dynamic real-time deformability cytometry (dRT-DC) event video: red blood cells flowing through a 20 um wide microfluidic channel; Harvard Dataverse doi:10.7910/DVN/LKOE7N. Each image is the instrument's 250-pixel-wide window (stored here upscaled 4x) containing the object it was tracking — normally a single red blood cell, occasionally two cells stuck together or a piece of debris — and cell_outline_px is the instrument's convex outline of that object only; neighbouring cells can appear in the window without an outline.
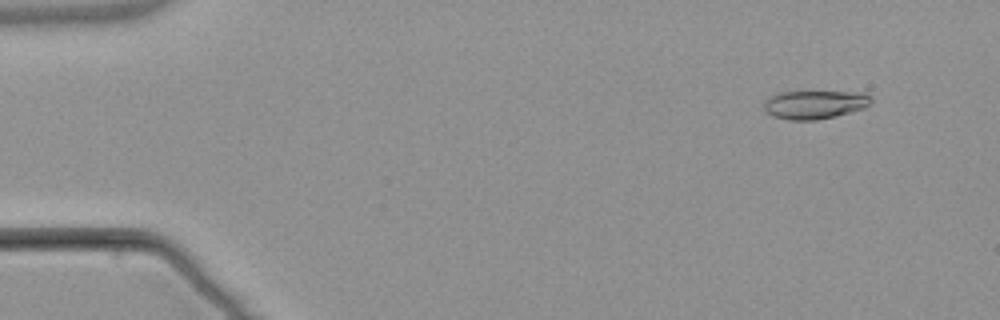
{"species": "common noctule bat (a hibernating species)", "species_latin": "Nyctalus noctula", "temperature_condition": "warm", "stored_images_in_passage": 4, "camera_frame_rate_fps": 3000, "um_per_image_px": 0.085, "animal": {"sex": "male", "body_mass_g": 21.5, "forearm_length_mm": 52.0}, "frame": {"image": 1, "passage_image": 2, "time_ms": 1.333, "image_size_px": [1000, 320], "cell_outline_px": [[872, 104], [864, 108], [836, 116], [816, 120], [788, 120], [772, 116], [764, 112], [764, 100], [780, 92], [864, 92], [872, 100]], "centroid_in_image_um": [69.24, 8.9], "position_along_channel_um": 15.8, "area_um2": 17.86}}